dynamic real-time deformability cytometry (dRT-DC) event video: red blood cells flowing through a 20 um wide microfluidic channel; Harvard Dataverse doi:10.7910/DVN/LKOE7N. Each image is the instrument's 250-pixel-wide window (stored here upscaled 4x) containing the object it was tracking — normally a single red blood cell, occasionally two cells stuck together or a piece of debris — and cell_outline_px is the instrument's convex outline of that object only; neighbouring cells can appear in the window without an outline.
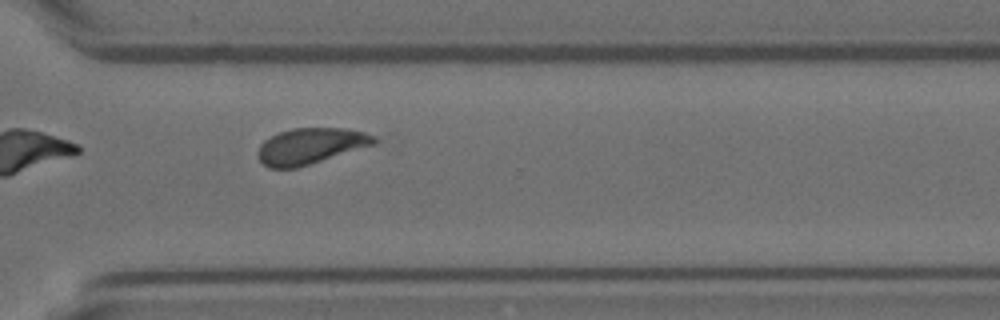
{"species": "Egyptian fruit bat (a non-hibernating species)", "species_latin": "Rousettus aegyptiacus", "temperature_condition": "room temperature", "stored_images_in_passage": 8, "camera_frame_rate_fps": 3000, "um_per_image_px": 0.085, "animal": {"sex": "female"}, "frame": {"image": 1, "passage_image": 8, "time_ms": 2.333, "image_size_px": [1000, 320], "cell_outline_px": [[376, 144], [296, 168], [268, 168], [256, 156], [256, 152], [260, 144], [264, 140], [280, 132], [292, 128], [340, 128], [364, 132], [376, 136]], "centroid_in_image_um": [26.36, 12.41], "position_along_channel_um": 344.2, "area_um2": 24.28}}